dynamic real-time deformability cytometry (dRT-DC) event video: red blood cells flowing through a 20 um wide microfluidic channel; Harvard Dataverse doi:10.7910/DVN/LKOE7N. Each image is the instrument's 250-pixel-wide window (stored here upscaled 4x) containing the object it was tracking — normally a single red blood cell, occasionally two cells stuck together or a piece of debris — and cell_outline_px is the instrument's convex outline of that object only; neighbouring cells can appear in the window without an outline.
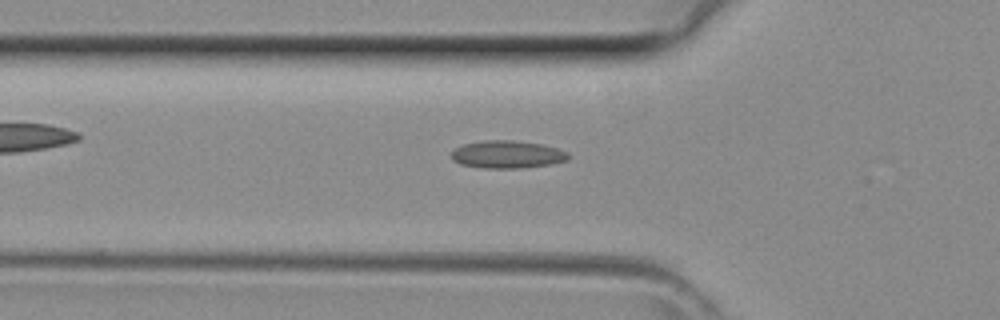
{"species": "common noctule bat (a hibernating species)", "species_latin": "Nyctalus noctula", "temperature_condition": "room temperature", "stored_images_in_passage": 26, "camera_frame_rate_fps": 3000, "um_per_image_px": 0.085, "animal": {"sex": "female", "body_mass_g": 29.2, "forearm_length_mm": 56.3}, "frame": {"image": 1, "passage_image": 2, "time_ms": 0.333, "image_size_px": [1000, 320], "cell_outline_px": [[568, 160], [548, 164], [520, 168], [480, 168], [460, 164], [452, 160], [452, 152], [456, 148], [464, 144], [488, 140], [512, 140], [540, 144], [556, 148], [568, 152]], "centroid_in_image_um": [43.09, 13.13], "position_along_channel_um": 82.7, "area_um2": 18.61}}
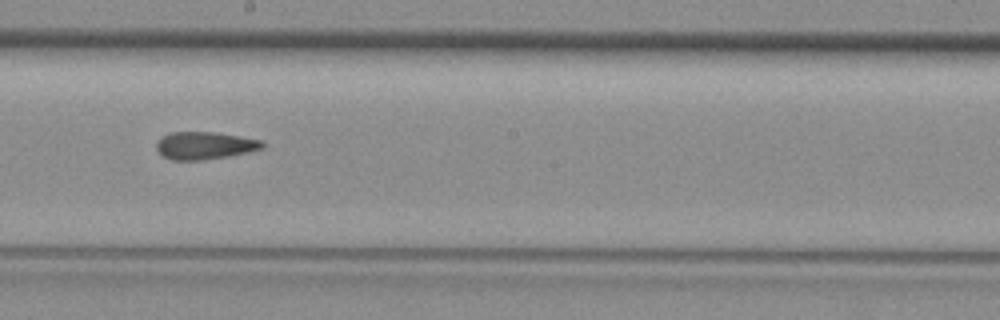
{"frame": {"image": 2, "passage_image": 11, "time_ms": 3.333, "image_size_px": [1000, 320], "cell_outline_px": [[264, 148], [228, 156], [200, 160], [172, 160], [164, 156], [156, 148], [156, 140], [160, 136], [168, 132], [212, 132], [240, 136], [260, 140], [264, 144]], "centroid_in_image_um": [17.34, 12.36], "position_along_channel_um": 230.9, "area_um2": 16.94}}
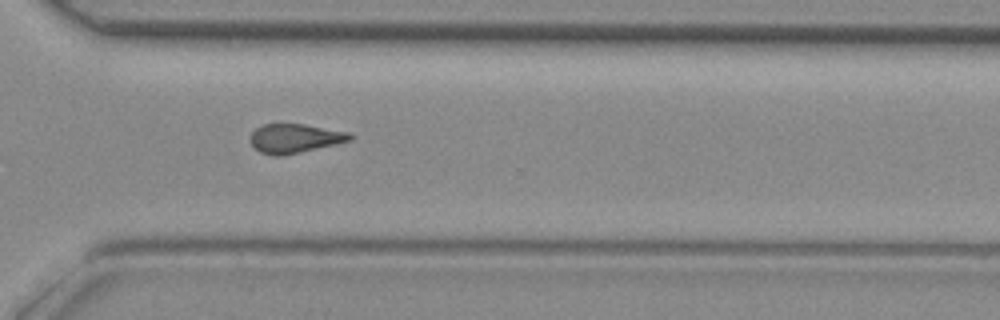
{"frame": {"image": 3, "passage_image": 18, "time_ms": 5.667, "image_size_px": [1000, 320], "cell_outline_px": [[352, 140], [336, 144], [280, 156], [272, 156], [260, 152], [252, 144], [252, 132], [256, 128], [264, 124], [304, 124], [348, 132], [352, 136]], "centroid_in_image_um": [25.07, 11.76], "position_along_channel_um": 345.5, "area_um2": 16.59}}